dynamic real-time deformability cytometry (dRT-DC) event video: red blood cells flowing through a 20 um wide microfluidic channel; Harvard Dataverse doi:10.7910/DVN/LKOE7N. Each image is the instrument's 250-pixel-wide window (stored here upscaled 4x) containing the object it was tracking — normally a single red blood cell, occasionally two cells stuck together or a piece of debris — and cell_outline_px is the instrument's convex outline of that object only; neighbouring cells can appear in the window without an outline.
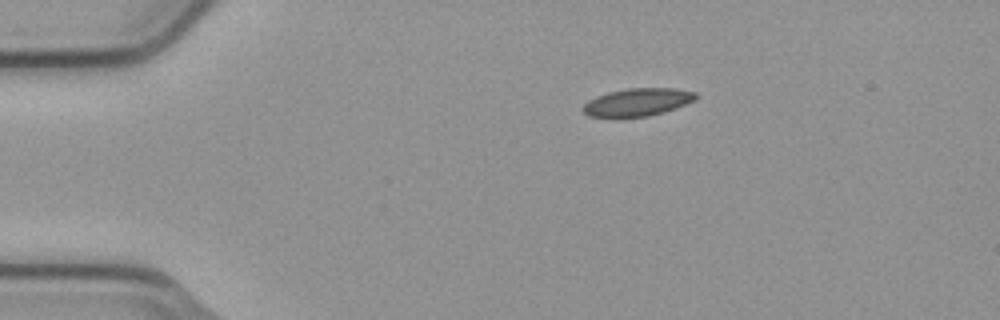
{"species": "common noctule bat (a hibernating species)", "species_latin": "Nyctalus noctula", "temperature_condition": "cold", "stored_images_in_passage": 45, "camera_frame_rate_fps": 3000, "um_per_image_px": 0.085, "animal": {"sex": "male", "body_mass_g": 23.1, "forearm_length_mm": 52.7}, "frame": {"image": 1, "passage_image": 1, "time_ms": 0.0, "image_size_px": [1000, 320], "cell_outline_px": [[700, 96], [696, 100], [676, 108], [664, 112], [648, 116], [616, 120], [588, 116], [580, 108], [588, 100], [596, 96], [608, 92], [628, 88], [676, 88], [696, 92]], "centroid_in_image_um": [54.15, 8.72], "position_along_channel_um": 30.8, "area_um2": 19.13}}
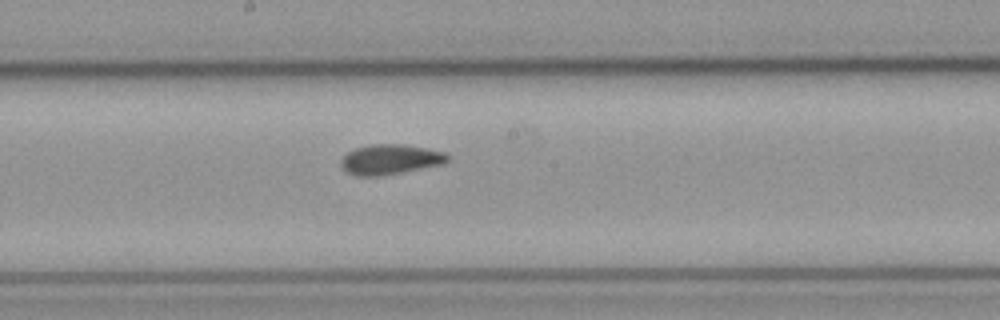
{"frame": {"image": 2, "passage_image": 20, "time_ms": 6.333, "image_size_px": [1000, 320], "cell_outline_px": [[448, 160], [444, 164], [380, 176], [356, 176], [348, 172], [340, 164], [340, 160], [348, 152], [356, 148], [368, 144], [404, 144], [428, 148], [444, 152], [448, 156]], "centroid_in_image_um": [33.17, 13.54], "position_along_channel_um": 215.0, "area_um2": 18.67}}
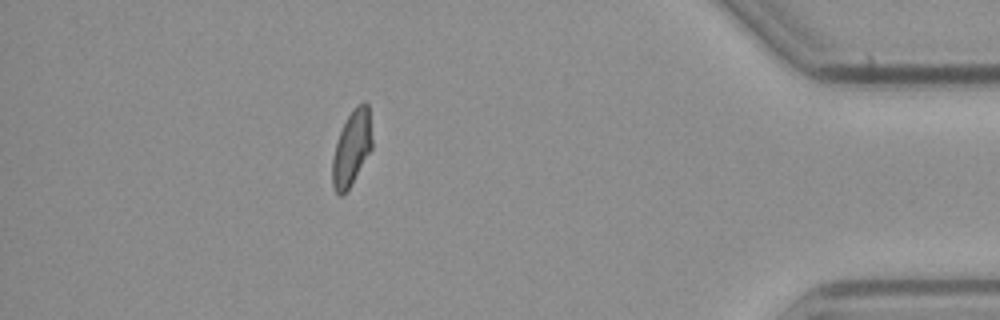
{"frame": {"image": 3, "passage_image": 39, "time_ms": 12.667, "image_size_px": [1000, 320], "cell_outline_px": [[372, 148], [348, 188], [340, 196], [336, 192], [332, 184], [332, 156], [340, 132], [352, 108], [356, 104], [364, 100], [368, 104], [372, 140]], "centroid_in_image_um": [29.89, 12.53], "position_along_channel_um": 405.3, "area_um2": 17.11}, "authors_computed_cell_mechanics": {"area_um2": 18.3804, "velocity_mm_per_s": 3.765, "shape_relaxation_time_tau1_ms": null, "shape_relaxation_time_tau2_ms": 1.7866, "deformation_change_tau1": null, "deformation_change_tau2": 0.0697}}